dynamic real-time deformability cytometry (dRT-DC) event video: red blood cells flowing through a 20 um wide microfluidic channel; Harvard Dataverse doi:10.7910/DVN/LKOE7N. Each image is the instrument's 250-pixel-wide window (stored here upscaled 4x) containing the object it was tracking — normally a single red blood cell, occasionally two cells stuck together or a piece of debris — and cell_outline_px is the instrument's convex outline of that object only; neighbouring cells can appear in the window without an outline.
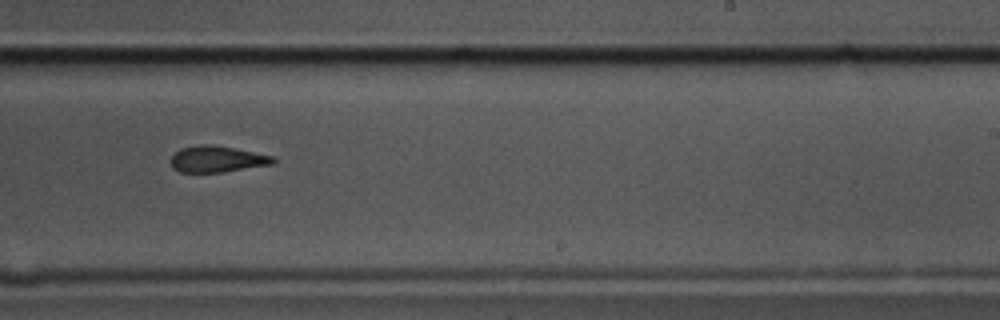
{"species": "common noctule bat (a hibernating species)", "species_latin": "Nyctalus noctula", "temperature_condition": "cold", "stored_images_in_passage": 9, "camera_frame_rate_fps": 3000, "um_per_image_px": 0.085, "animal": {"sex": "male", "body_mass_g": 17.5, "forearm_length_mm": 52.3}, "frame": {"image": 1, "passage_image": 9, "time_ms": 2.667, "image_size_px": [1000, 320], "cell_outline_px": [[276, 164], [224, 172], [180, 172], [172, 168], [172, 156], [180, 148], [200, 144], [212, 144], [276, 156]], "centroid_in_image_um": [18.51, 13.52], "position_along_channel_um": 270.5, "area_um2": 15.9}}